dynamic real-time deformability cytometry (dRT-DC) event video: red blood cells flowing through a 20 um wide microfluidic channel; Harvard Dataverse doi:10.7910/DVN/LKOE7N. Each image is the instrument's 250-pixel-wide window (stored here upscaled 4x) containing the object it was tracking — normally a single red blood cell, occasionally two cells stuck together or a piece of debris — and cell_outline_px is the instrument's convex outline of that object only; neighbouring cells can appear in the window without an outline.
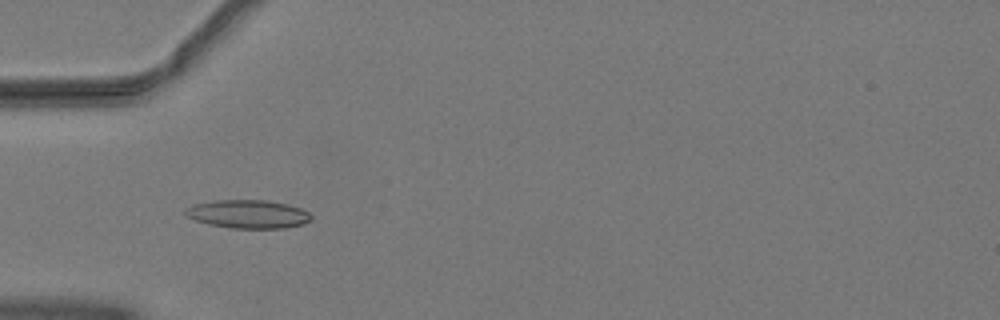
{"species": "common noctule bat (a hibernating species)", "species_latin": "Nyctalus noctula", "temperature_condition": "warm", "stored_images_in_passage": 50, "camera_frame_rate_fps": 3000, "um_per_image_px": 0.085, "animal": {"sex": "male", "body_mass_g": 19.2, "forearm_length_mm": 51.8}, "frame": {"image": 1, "passage_image": 16, "time_ms": 5.0, "image_size_px": [1000, 320], "cell_outline_px": [[312, 220], [304, 224], [284, 228], [232, 228], [208, 224], [184, 216], [184, 208], [192, 204], [216, 200], [268, 200], [288, 204], [300, 208], [308, 212], [312, 216]], "centroid_in_image_um": [21.07, 18.19], "position_along_channel_um": 63.9, "area_um2": 21.04}}
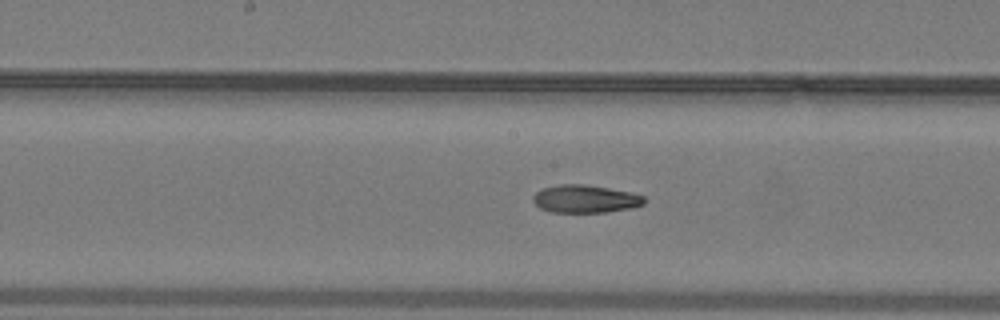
{"frame": {"image": 2, "passage_image": 26, "time_ms": 8.333, "image_size_px": [1000, 320], "cell_outline_px": [[644, 204], [636, 208], [608, 212], [552, 212], [540, 208], [532, 200], [532, 196], [536, 192], [544, 188], [560, 184], [584, 184], [632, 192], [644, 196]], "centroid_in_image_um": [49.78, 16.91], "position_along_channel_um": 198.4, "area_um2": 18.15}}
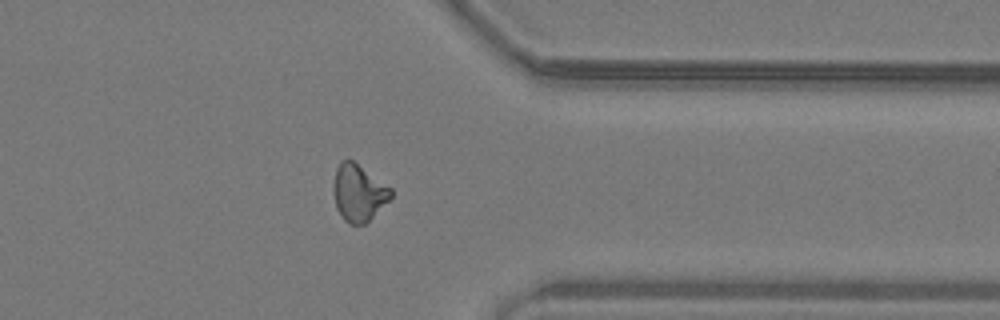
{"frame": {"image": 3, "passage_image": 40, "time_ms": 13.0, "image_size_px": [1000, 320], "cell_outline_px": [[392, 196], [364, 224], [348, 224], [344, 220], [336, 208], [332, 192], [332, 184], [336, 168], [340, 160], [352, 160], [392, 188]], "centroid_in_image_um": [30.43, 16.37], "position_along_channel_um": 381.0, "area_um2": 18.96}, "authors_computed_cell_mechanics": {"area_um2": 18.8717, "velocity_mm_per_s": 4.0766, "shape_relaxation_time_tau1_ms": null, "shape_relaxation_time_tau2_ms": 4.9696, "deformation_change_tau1": null, "deformation_change_tau2": 0.135}}